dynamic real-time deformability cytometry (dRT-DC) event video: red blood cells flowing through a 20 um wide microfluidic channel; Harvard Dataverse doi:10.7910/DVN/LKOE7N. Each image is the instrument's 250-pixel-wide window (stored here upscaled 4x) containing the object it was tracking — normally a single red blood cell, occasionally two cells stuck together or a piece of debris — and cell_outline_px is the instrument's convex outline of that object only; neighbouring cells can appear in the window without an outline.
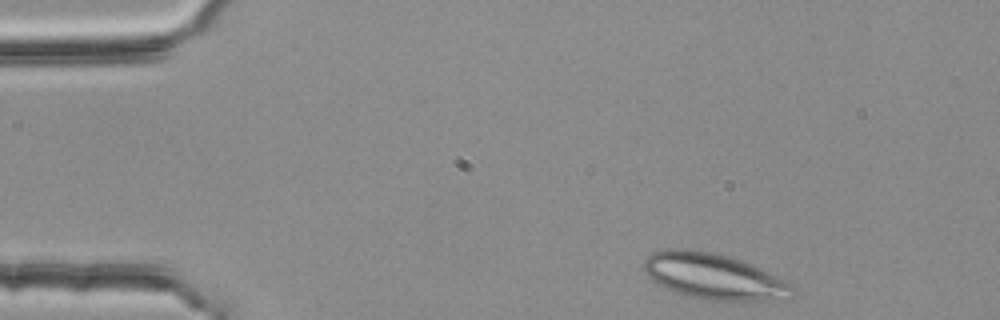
{"species": "common noctule bat (a hibernating species)", "species_latin": "Nyctalus noctula", "temperature_condition": "room temperature", "stored_images_in_passage": 42, "segment_of_instrument_passage": [1, 2], "camera_frame_rate_fps": 3000, "um_per_image_px": 0.085, "animal": {"sex": "female", "body_mass_g": 25.1}, "frame": {"image": 1, "passage_image": 1, "time_ms": 0.0, "image_size_px": [1000, 320], "cell_outline_px": [[796, 292], [788, 300], [728, 304], [688, 296], [672, 292], [652, 280], [644, 272], [644, 260], [652, 252], [668, 248], [688, 248], [716, 252], [752, 264], [788, 280], [796, 288]], "centroid_in_image_um": [60.78, 23.55], "position_along_channel_um": 24.2, "area_um2": 41.62}}